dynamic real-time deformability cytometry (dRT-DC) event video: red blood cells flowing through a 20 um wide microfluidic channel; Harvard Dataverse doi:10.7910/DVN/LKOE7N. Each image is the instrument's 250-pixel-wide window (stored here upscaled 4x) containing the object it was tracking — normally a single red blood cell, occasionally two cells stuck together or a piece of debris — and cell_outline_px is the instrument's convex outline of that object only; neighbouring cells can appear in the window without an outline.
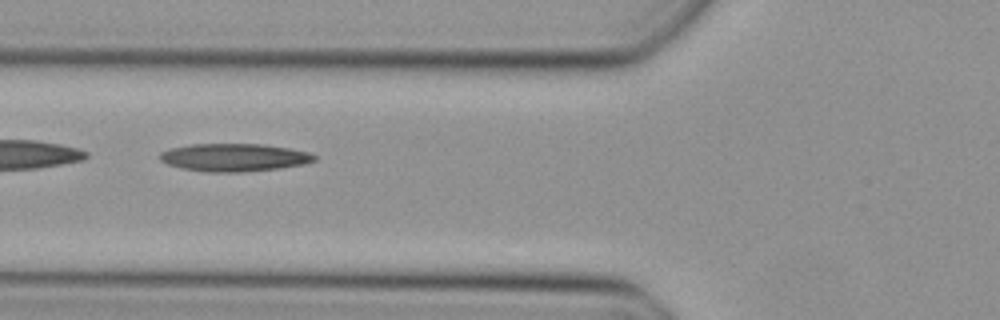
{"species": "Egyptian fruit bat (a non-hibernating species)", "species_latin": "Rousettus aegyptiacus", "temperature_condition": "cold", "stored_images_in_passage": 48, "camera_frame_rate_fps": 3000, "um_per_image_px": 0.085, "animal": {"sex": "female"}, "frame": {"image": 1, "passage_image": 18, "time_ms": 5.667, "image_size_px": [1000, 320], "cell_outline_px": [[316, 160], [304, 164], [280, 168], [244, 172], [204, 172], [180, 168], [168, 164], [160, 160], [160, 152], [168, 148], [192, 144], [264, 144], [288, 148], [308, 152], [316, 156]], "centroid_in_image_um": [19.88, 13.38], "position_along_channel_um": 105.9, "area_um2": 25.2}}
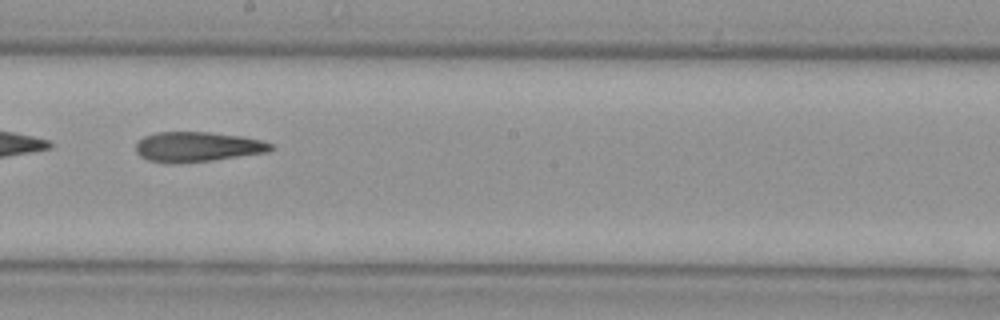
{"frame": {"image": 2, "passage_image": 27, "time_ms": 8.667, "image_size_px": [1000, 320], "cell_outline_px": [[276, 148], [268, 152], [212, 160], [172, 164], [148, 160], [140, 156], [136, 152], [136, 144], [144, 136], [156, 132], [208, 132], [244, 136], [260, 140], [272, 144]], "centroid_in_image_um": [16.79, 12.48], "position_along_channel_um": 231.4, "area_um2": 23.64}}
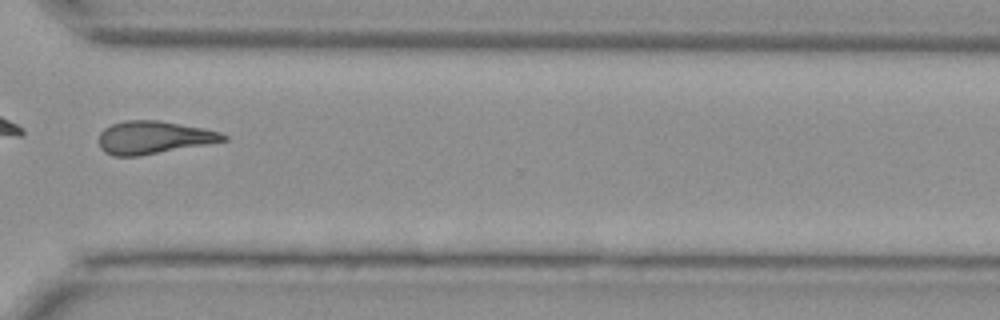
{"frame": {"image": 3, "passage_image": 36, "time_ms": 11.667, "image_size_px": [1000, 320], "cell_outline_px": [[228, 140], [208, 144], [140, 156], [112, 156], [104, 152], [100, 148], [100, 132], [104, 128], [112, 124], [124, 120], [156, 120], [204, 128], [220, 132], [228, 136]], "centroid_in_image_um": [13.06, 11.69], "position_along_channel_um": 357.5, "area_um2": 23.87}}